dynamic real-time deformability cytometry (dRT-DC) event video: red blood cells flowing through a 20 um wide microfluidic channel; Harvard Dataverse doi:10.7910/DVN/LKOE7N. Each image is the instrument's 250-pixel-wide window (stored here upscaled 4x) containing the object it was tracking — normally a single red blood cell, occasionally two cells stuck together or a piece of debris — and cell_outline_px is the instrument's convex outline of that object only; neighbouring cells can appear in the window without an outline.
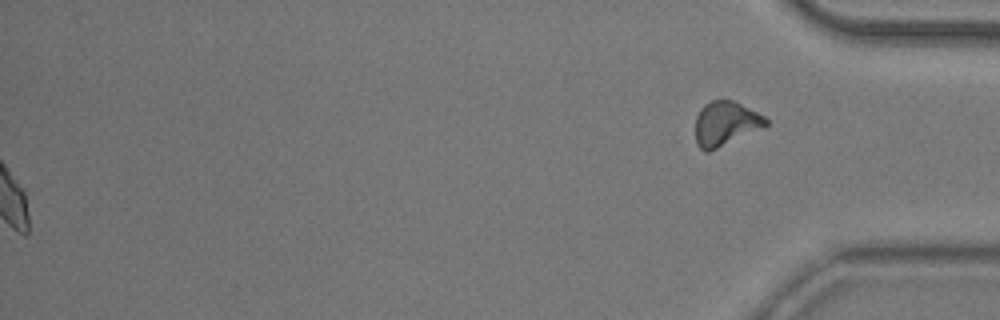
{"species": "common noctule bat (a hibernating species)", "species_latin": "Nyctalus noctula", "temperature_condition": "room temperature", "stored_images_in_passage": 54, "segment_of_instrument_passage": [2, 2], "camera_frame_rate_fps": 3000, "um_per_image_px": 0.085, "animal": {"sex": "male", "body_mass_g": 20.5, "forearm_length_mm": 52.5}, "frame": {"image": 1, "passage_image": 54, "time_ms": 17.667, "image_size_px": [1000, 320], "cell_outline_px": [[768, 124], [708, 152], [704, 152], [696, 144], [696, 116], [700, 108], [704, 104], [712, 100], [732, 100], [764, 116], [768, 120]], "centroid_in_image_um": [61.61, 10.49], "position_along_channel_um": 373.6, "area_um2": 17.74}}